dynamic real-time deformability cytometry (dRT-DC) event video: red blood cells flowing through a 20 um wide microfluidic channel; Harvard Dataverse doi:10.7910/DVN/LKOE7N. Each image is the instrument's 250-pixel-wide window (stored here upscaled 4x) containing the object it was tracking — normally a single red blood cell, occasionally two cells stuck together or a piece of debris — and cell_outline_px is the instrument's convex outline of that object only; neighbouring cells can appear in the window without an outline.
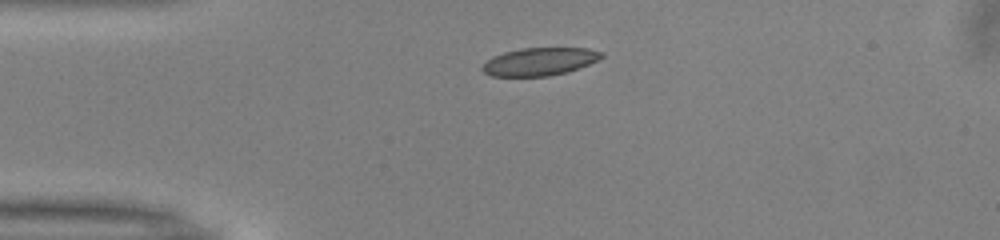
{"species": "common noctule bat (a hibernating species)", "species_latin": "Nyctalus noctula", "temperature_condition": "warm", "stored_images_in_passage": 29, "camera_frame_rate_fps": 3000, "um_per_image_px": 0.085, "animal": {"sex": "male", "body_mass_g": 13.0, "forearm_length_mm": 53.1}, "frame": {"image": 1, "passage_image": 1, "time_ms": 0.0, "image_size_px": [1000, 240], "cell_outline_px": [[604, 56], [588, 64], [568, 72], [548, 76], [492, 76], [484, 72], [480, 68], [492, 56], [504, 52], [520, 48], [588, 48], [604, 52]], "centroid_in_image_um": [45.86, 5.23], "position_along_channel_um": 39.1, "area_um2": 19.31}}
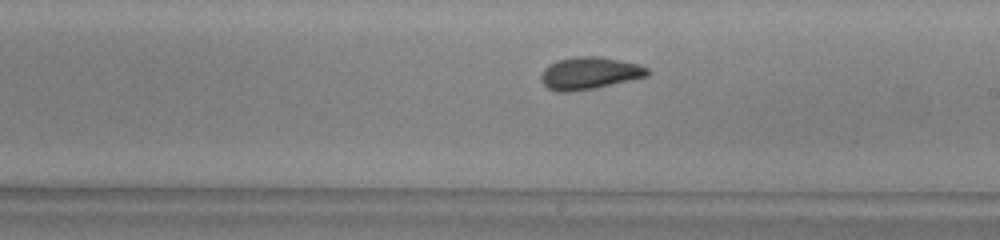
{"frame": {"image": 2, "passage_image": 18, "time_ms": 5.667, "image_size_px": [1000, 240], "cell_outline_px": [[652, 72], [648, 76], [596, 88], [568, 92], [556, 92], [548, 88], [540, 80], [540, 76], [544, 68], [548, 64], [556, 60], [576, 56], [600, 56], [640, 64], [648, 68]], "centroid_in_image_um": [50.11, 6.21], "position_along_channel_um": 238.9, "area_um2": 20.35}}
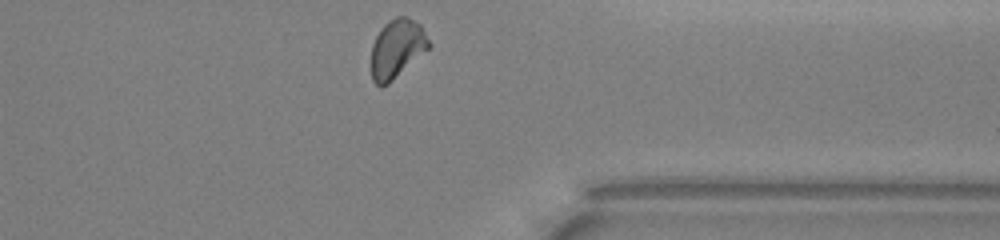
{"frame": {"image": 3, "passage_image": 29, "time_ms": 9.333, "image_size_px": [1000, 240], "cell_outline_px": [[432, 44], [428, 48], [388, 84], [380, 88], [372, 80], [372, 44], [376, 36], [384, 24], [388, 20], [396, 16], [408, 16], [420, 24]], "centroid_in_image_um": [33.73, 4.11], "position_along_channel_um": 377.7, "area_um2": 19.59}, "authors_computed_cell_mechanics": {"area_um2": 19.652, "velocity_mm_per_s": 4.014, "shape_relaxation_time_tau1_ms": 5.3413, "shape_relaxation_time_tau2_ms": 1.3178, "deformation_change_tau1": 0.126, "deformation_change_tau2": 0.0571}}